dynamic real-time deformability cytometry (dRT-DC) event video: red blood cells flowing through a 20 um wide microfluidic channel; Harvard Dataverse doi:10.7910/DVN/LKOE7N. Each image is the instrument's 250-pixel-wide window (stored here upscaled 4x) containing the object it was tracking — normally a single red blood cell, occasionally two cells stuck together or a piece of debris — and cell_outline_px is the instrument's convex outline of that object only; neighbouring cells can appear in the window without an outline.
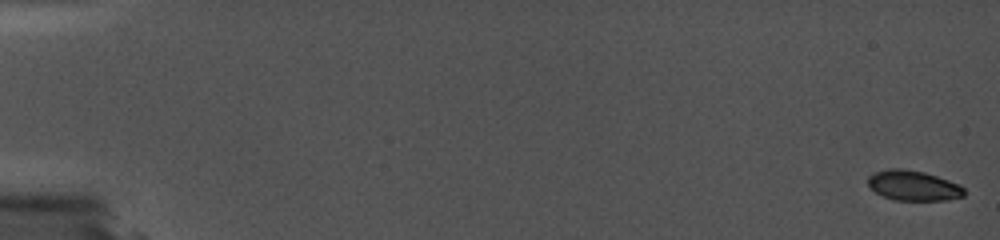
{"species": "common noctule bat (a hibernating species)", "species_latin": "Nyctalus noctula", "temperature_condition": "cold", "stored_images_in_passage": 41, "camera_frame_rate_fps": 5000, "um_per_image_px": 0.085, "animal": {"sex": "female", "body_mass_g": 19.0, "forearm_length_mm": 56.7}, "frame": {"image": 1, "passage_image": 1, "time_ms": 0.0, "image_size_px": [1000, 240], "cell_outline_px": [[964, 196], [948, 200], [892, 200], [876, 192], [868, 184], [868, 176], [872, 172], [888, 168], [900, 168], [924, 172], [960, 184], [964, 188]], "centroid_in_image_um": [77.62, 15.77], "position_along_channel_um": 7.4, "area_um2": 16.94}}
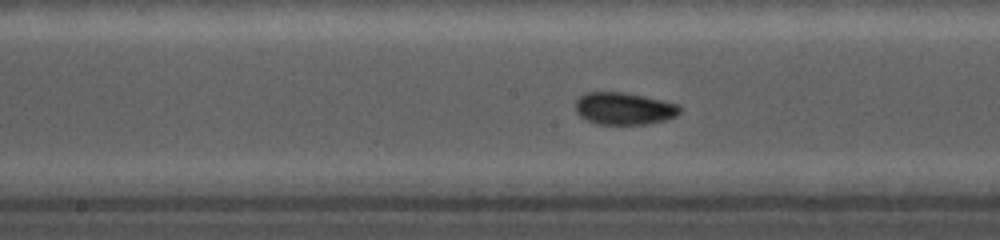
{"frame": {"image": 2, "passage_image": 25, "time_ms": 10.0, "image_size_px": [1000, 240], "cell_outline_px": [[680, 112], [676, 116], [664, 120], [644, 124], [596, 124], [580, 116], [576, 112], [576, 100], [584, 92], [624, 92], [644, 96], [680, 104]], "centroid_in_image_um": [53.04, 9.22], "position_along_channel_um": 195.2, "area_um2": 19.59}}
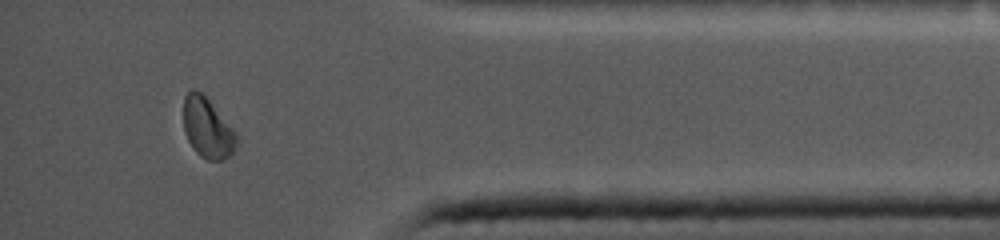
{"frame": {"image": 3, "passage_image": 40, "time_ms": 16.2, "image_size_px": [1000, 240], "cell_outline_px": [[236, 148], [228, 156], [220, 160], [208, 160], [200, 156], [192, 148], [184, 132], [184, 96], [192, 88], [200, 92], [208, 100], [232, 128], [236, 136]], "centroid_in_image_um": [17.59, 10.89], "position_along_channel_um": 417.6, "area_um2": 18.15}}